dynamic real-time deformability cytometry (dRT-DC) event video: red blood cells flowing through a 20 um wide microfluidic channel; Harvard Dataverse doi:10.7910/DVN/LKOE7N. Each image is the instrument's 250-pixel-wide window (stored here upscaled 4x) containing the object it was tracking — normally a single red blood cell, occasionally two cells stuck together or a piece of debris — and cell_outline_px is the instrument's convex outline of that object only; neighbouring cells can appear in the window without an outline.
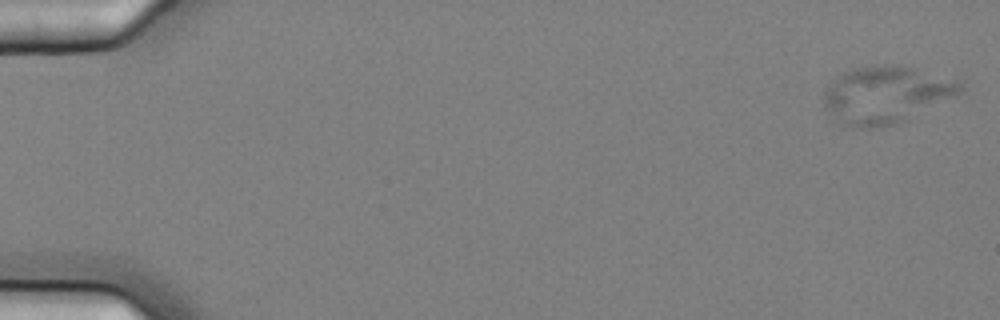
{"species": "common noctule bat (a hibernating species)", "species_latin": "Nyctalus noctula", "temperature_condition": "cold", "stored_images_in_passage": 10, "camera_frame_rate_fps": 3000, "um_per_image_px": 0.085, "animal": {"sex": "female", "body_mass_g": 25.1}, "frame": {"image": 1, "passage_image": 1, "time_ms": 0.0, "image_size_px": [1000, 320], "cell_outline_px": [[964, 88], [956, 96], [904, 120], [880, 128], [860, 128], [840, 124], [824, 104], [824, 92], [828, 84], [840, 72], [852, 68], [880, 64], [904, 64], [964, 80]], "centroid_in_image_um": [75.36, 8.0], "position_along_channel_um": 9.6, "area_um2": 46.24}}
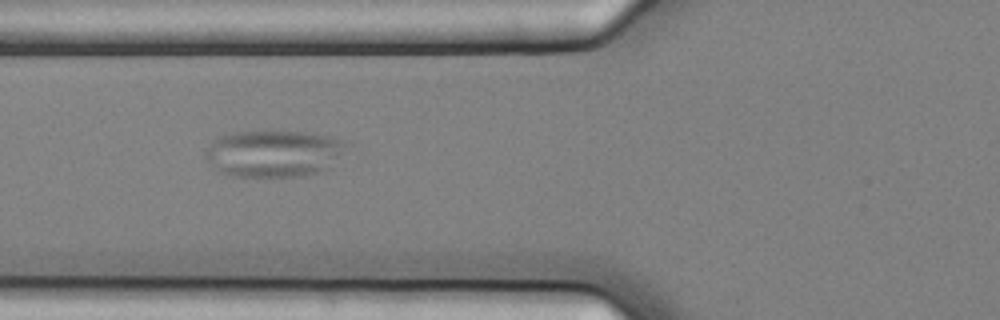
{"frame": {"image": 2, "passage_image": 7, "time_ms": 2.0, "image_size_px": [1000, 320], "cell_outline_px": [[352, 144], [324, 172], [304, 176], [232, 176], [220, 172], [212, 168], [204, 156], [204, 152], [220, 136], [232, 132], [272, 128], [308, 132], [328, 136]], "centroid_in_image_um": [23.29, 13.01], "position_along_channel_um": 102.5, "area_um2": 39.65}}
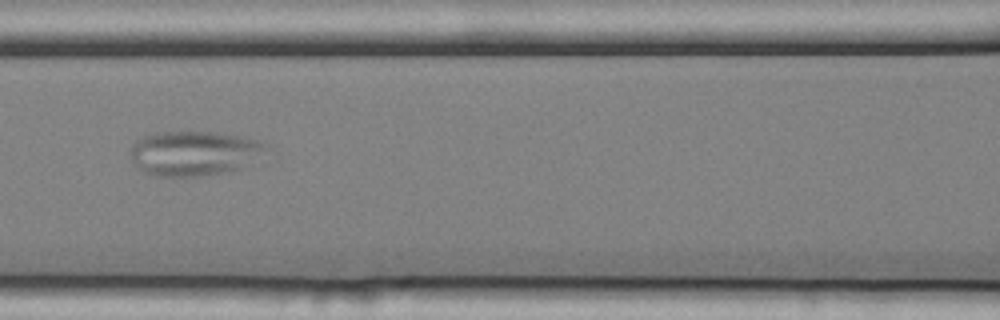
{"frame": {"image": 3, "passage_image": 8, "time_ms": 2.333, "image_size_px": [1000, 320], "cell_outline_px": [[268, 148], [236, 168], [224, 172], [200, 176], [156, 176], [144, 172], [132, 160], [132, 144], [136, 140], [144, 136], [156, 132], [216, 132], [264, 140], [268, 144]], "centroid_in_image_um": [16.45, 13.0], "position_along_channel_um": 150.1, "area_um2": 34.68}}